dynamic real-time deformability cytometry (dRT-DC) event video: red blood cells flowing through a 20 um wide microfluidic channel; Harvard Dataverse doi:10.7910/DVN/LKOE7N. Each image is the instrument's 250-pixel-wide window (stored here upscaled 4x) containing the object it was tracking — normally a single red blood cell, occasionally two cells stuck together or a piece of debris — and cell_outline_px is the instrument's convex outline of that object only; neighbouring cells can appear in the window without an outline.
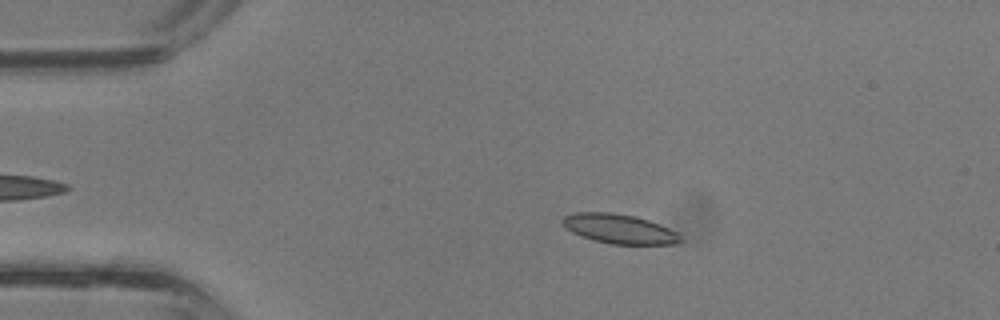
{"species": "common noctule bat (a hibernating species)", "species_latin": "Nyctalus noctula", "temperature_condition": "room temperature", "stored_images_in_passage": 33, "camera_frame_rate_fps": 3000, "um_per_image_px": 0.085, "animal": {"sex": "male", "body_mass_g": 13.3}, "frame": {"image": 1, "passage_image": 7, "time_ms": 2.0, "image_size_px": [1000, 320], "cell_outline_px": [[684, 240], [676, 244], [612, 244], [592, 240], [580, 236], [572, 232], [560, 220], [564, 216], [576, 212], [612, 212], [636, 216], [660, 224], [676, 232]], "centroid_in_image_um": [52.64, 19.45], "position_along_channel_um": 32.4, "area_um2": 20.29}}
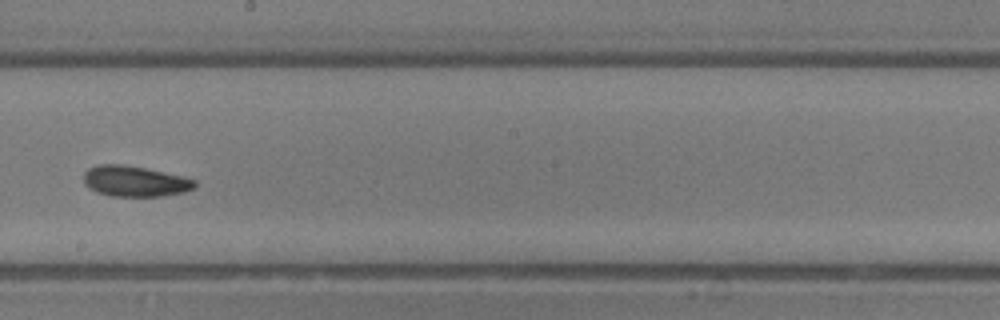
{"frame": {"image": 2, "passage_image": 21, "time_ms": 6.667, "image_size_px": [1000, 320], "cell_outline_px": [[196, 188], [184, 192], [164, 196], [112, 196], [96, 192], [88, 188], [84, 184], [84, 172], [88, 168], [96, 164], [124, 164], [144, 168], [180, 176], [196, 180]], "centroid_in_image_um": [11.43, 15.41], "position_along_channel_um": 236.8, "area_um2": 19.94}}
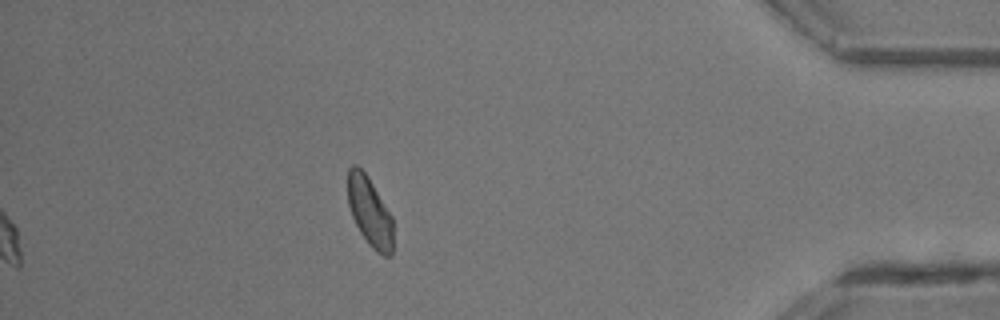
{"frame": {"image": 3, "passage_image": 33, "time_ms": 10.667, "image_size_px": [1000, 320], "cell_outline_px": [[392, 256], [384, 256], [376, 252], [368, 244], [360, 232], [352, 216], [348, 204], [348, 168], [352, 164], [356, 164], [364, 172], [372, 184], [392, 216]], "centroid_in_image_um": [31.41, 18.02], "position_along_channel_um": 403.8, "area_um2": 18.15}}